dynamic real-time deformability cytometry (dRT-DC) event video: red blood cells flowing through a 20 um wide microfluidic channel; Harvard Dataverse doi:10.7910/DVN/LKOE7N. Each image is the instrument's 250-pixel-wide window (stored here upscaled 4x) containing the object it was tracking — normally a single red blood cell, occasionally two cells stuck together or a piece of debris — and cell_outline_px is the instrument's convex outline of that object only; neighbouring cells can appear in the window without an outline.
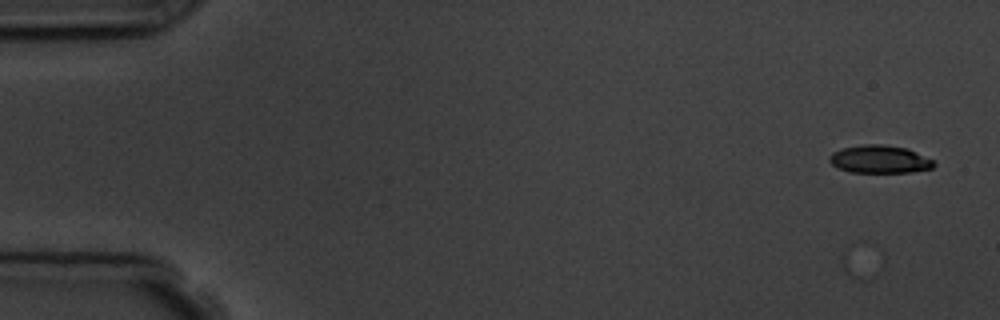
{"species": "common noctule bat (a hibernating species)", "species_latin": "Nyctalus noctula", "temperature_condition": "room temperature", "stored_images_in_passage": 6, "camera_frame_rate_fps": 3000, "um_per_image_px": 0.085, "animal": {"sex": "male", "body_mass_g": 19.5, "forearm_length_mm": 54.6}, "frame": {"image": 1, "passage_image": 2, "time_ms": 2.0, "image_size_px": [1000, 320], "cell_outline_px": [[936, 164], [932, 168], [912, 172], [848, 172], [836, 168], [828, 160], [828, 156], [832, 152], [840, 148], [864, 144], [884, 144], [908, 148], [936, 160]], "centroid_in_image_um": [74.77, 13.53], "position_along_channel_um": 10.2, "area_um2": 17.4}}
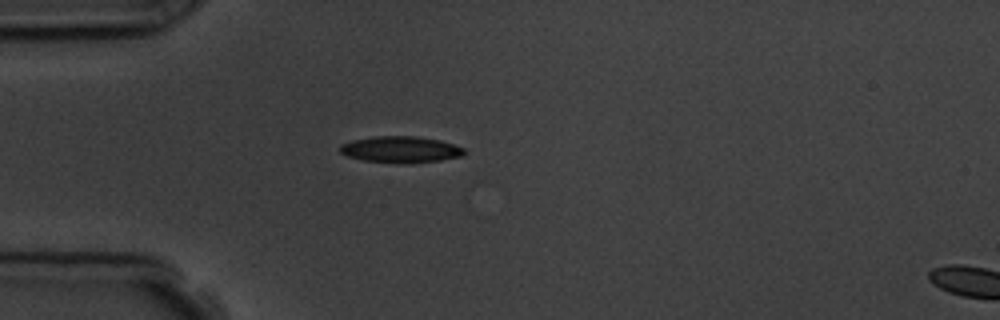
{"frame": {"image": 2, "passage_image": 5, "time_ms": 6.333, "image_size_px": [1000, 320], "cell_outline_px": [[464, 152], [460, 156], [440, 160], [396, 164], [364, 160], [348, 156], [340, 152], [340, 144], [352, 140], [376, 136], [416, 136], [440, 140], [464, 148]], "centroid_in_image_um": [34.02, 12.7], "position_along_channel_um": 51.0, "area_um2": 18.96}}